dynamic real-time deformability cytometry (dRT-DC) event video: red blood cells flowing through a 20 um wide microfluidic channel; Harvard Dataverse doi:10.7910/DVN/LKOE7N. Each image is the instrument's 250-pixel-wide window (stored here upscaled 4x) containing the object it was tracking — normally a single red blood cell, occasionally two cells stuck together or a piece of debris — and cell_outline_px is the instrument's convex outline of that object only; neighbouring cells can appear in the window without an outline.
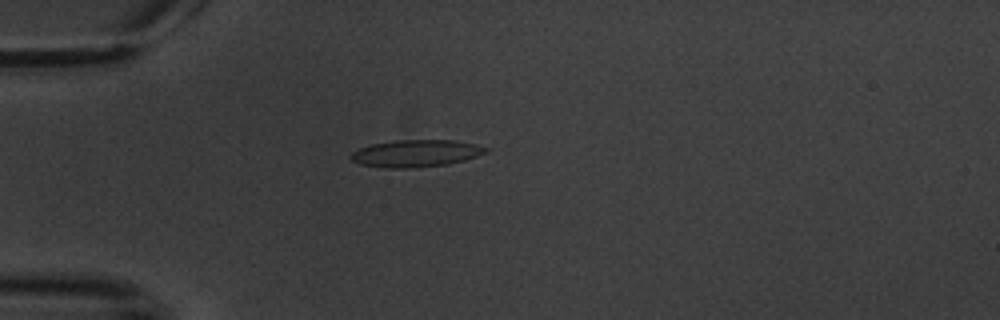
{"species": "common noctule bat (a hibernating species)", "species_latin": "Nyctalus noctula", "temperature_condition": "warm", "stored_images_in_passage": 9, "camera_frame_rate_fps": 3000, "um_per_image_px": 0.085, "animal": {"sex": "male", "body_mass_g": 20.1, "forearm_length_mm": 53.5}, "frame": {"image": 1, "passage_image": 1, "time_ms": 0.0, "image_size_px": [1000, 320], "cell_outline_px": [[488, 152], [464, 160], [448, 164], [408, 168], [384, 168], [360, 164], [352, 160], [348, 156], [352, 152], [360, 148], [372, 144], [396, 140], [456, 140], [476, 144], [488, 148]], "centroid_in_image_um": [35.35, 13.03], "position_along_channel_um": 49.7, "area_um2": 21.33}}
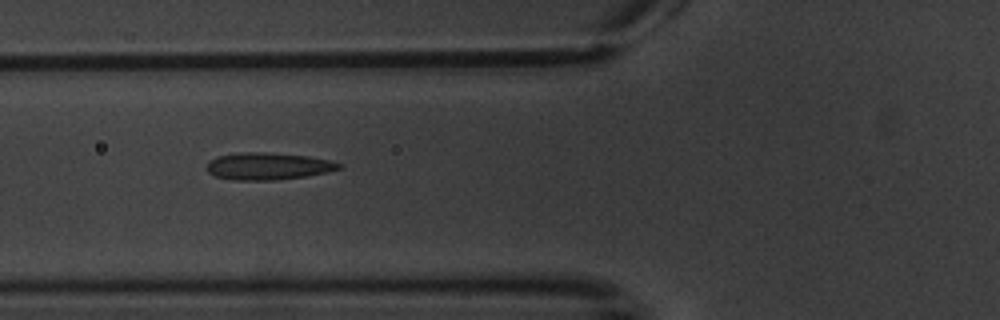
{"frame": {"image": 2, "passage_image": 3, "time_ms": 2.0, "image_size_px": [1000, 320], "cell_outline_px": [[340, 168], [328, 172], [304, 176], [276, 180], [232, 180], [216, 176], [208, 172], [204, 168], [216, 156], [240, 152], [264, 152], [308, 156], [328, 160], [340, 164]], "centroid_in_image_um": [22.73, 14.12], "position_along_channel_um": 103.1, "area_um2": 20.75}}
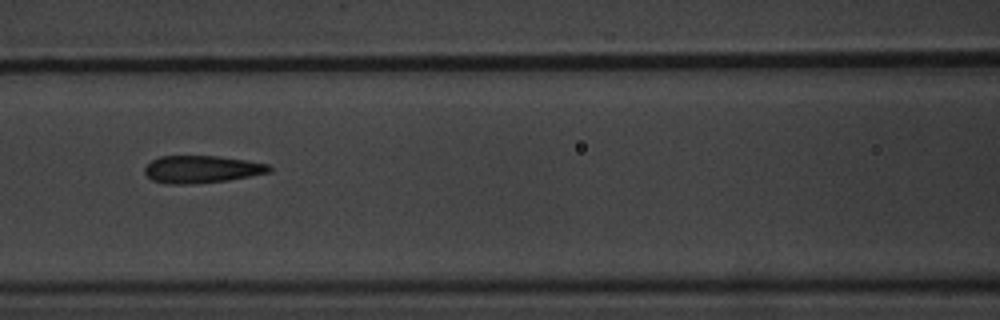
{"frame": {"image": 3, "passage_image": 4, "time_ms": 3.333, "image_size_px": [1000, 320], "cell_outline_px": [[272, 172], [224, 180], [192, 184], [168, 184], [152, 180], [144, 172], [144, 168], [152, 160], [160, 156], [220, 156], [268, 164], [272, 168]], "centroid_in_image_um": [17.12, 14.38], "position_along_channel_um": 149.5, "area_um2": 19.71}}